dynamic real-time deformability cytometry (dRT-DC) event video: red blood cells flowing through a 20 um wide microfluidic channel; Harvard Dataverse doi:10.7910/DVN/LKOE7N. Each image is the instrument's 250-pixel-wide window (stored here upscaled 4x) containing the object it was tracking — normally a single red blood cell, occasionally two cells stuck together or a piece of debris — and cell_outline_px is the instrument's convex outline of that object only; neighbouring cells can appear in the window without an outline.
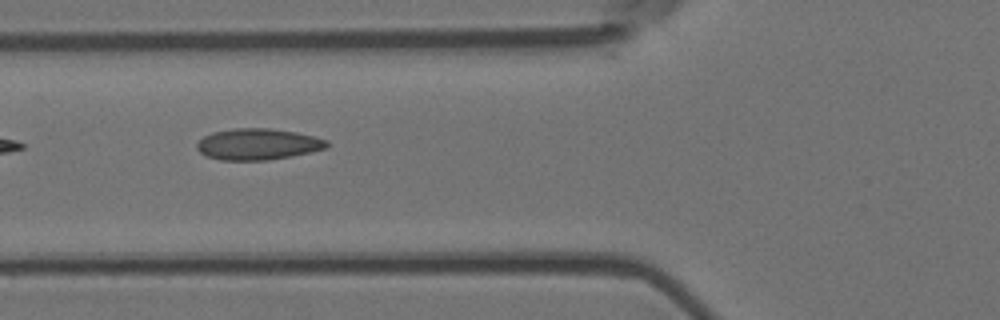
{"species": "Egyptian fruit bat (a non-hibernating species)", "species_latin": "Rousettus aegyptiacus", "temperature_condition": "room temperature", "stored_images_in_passage": 11, "camera_frame_rate_fps": 3000, "um_per_image_px": 0.085, "animal": {"sex": "female"}, "frame": {"image": 1, "passage_image": 7, "time_ms": 2.0, "image_size_px": [1000, 320], "cell_outline_px": [[328, 148], [292, 156], [268, 160], [220, 160], [204, 156], [196, 148], [196, 144], [204, 136], [212, 132], [232, 128], [268, 128], [296, 132], [328, 140]], "centroid_in_image_um": [21.89, 12.26], "position_along_channel_um": 103.9, "area_um2": 23.81}}
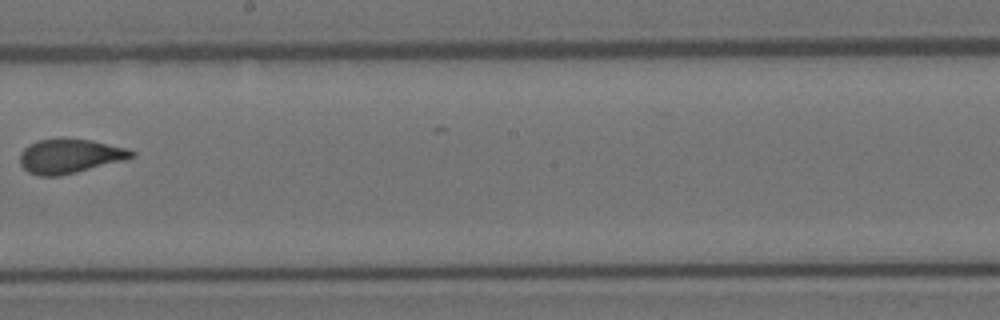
{"frame": {"image": 2, "passage_image": 10, "time_ms": 3.0, "image_size_px": [1000, 320], "cell_outline_px": [[136, 156], [124, 160], [60, 176], [40, 176], [28, 172], [20, 164], [20, 152], [28, 144], [40, 140], [60, 136], [64, 136], [92, 140], [128, 148], [136, 152]], "centroid_in_image_um": [5.93, 13.23], "position_along_channel_um": 242.3, "area_um2": 22.83}}
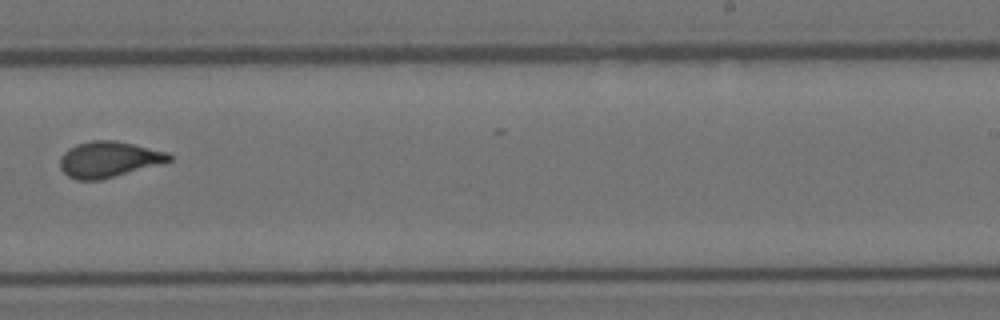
{"frame": {"image": 3, "passage_image": 11, "time_ms": 3.333, "image_size_px": [1000, 320], "cell_outline_px": [[172, 160], [160, 164], [100, 180], [76, 180], [68, 176], [60, 168], [60, 156], [68, 148], [76, 144], [92, 140], [116, 140], [168, 152], [172, 156]], "centroid_in_image_um": [9.22, 13.54], "position_along_channel_um": 279.8, "area_um2": 22.83}}